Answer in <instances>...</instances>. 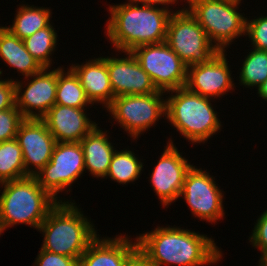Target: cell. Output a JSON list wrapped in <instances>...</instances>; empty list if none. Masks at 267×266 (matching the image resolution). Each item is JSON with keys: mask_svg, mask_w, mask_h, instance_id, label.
Masks as SVG:
<instances>
[{"mask_svg": "<svg viewBox=\"0 0 267 266\" xmlns=\"http://www.w3.org/2000/svg\"><path fill=\"white\" fill-rule=\"evenodd\" d=\"M136 240L152 266H206L223 257L212 237L175 225L157 226Z\"/></svg>", "mask_w": 267, "mask_h": 266, "instance_id": "cell-1", "label": "cell"}, {"mask_svg": "<svg viewBox=\"0 0 267 266\" xmlns=\"http://www.w3.org/2000/svg\"><path fill=\"white\" fill-rule=\"evenodd\" d=\"M127 2L111 4L107 9L110 17L106 20L104 33L115 52H131L142 45L165 42L173 12L162 7Z\"/></svg>", "mask_w": 267, "mask_h": 266, "instance_id": "cell-2", "label": "cell"}, {"mask_svg": "<svg viewBox=\"0 0 267 266\" xmlns=\"http://www.w3.org/2000/svg\"><path fill=\"white\" fill-rule=\"evenodd\" d=\"M78 207L74 200L64 198L50 209L38 228L44 236L41 249L79 261L99 234L94 223Z\"/></svg>", "mask_w": 267, "mask_h": 266, "instance_id": "cell-3", "label": "cell"}, {"mask_svg": "<svg viewBox=\"0 0 267 266\" xmlns=\"http://www.w3.org/2000/svg\"><path fill=\"white\" fill-rule=\"evenodd\" d=\"M171 92V94H170ZM166 117L171 126L192 144L205 143L221 131L218 112L211 103L213 99L203 97L181 87L166 92Z\"/></svg>", "mask_w": 267, "mask_h": 266, "instance_id": "cell-4", "label": "cell"}, {"mask_svg": "<svg viewBox=\"0 0 267 266\" xmlns=\"http://www.w3.org/2000/svg\"><path fill=\"white\" fill-rule=\"evenodd\" d=\"M0 236L15 225L38 230L50 209L57 203L34 176L0 183Z\"/></svg>", "mask_w": 267, "mask_h": 266, "instance_id": "cell-5", "label": "cell"}, {"mask_svg": "<svg viewBox=\"0 0 267 266\" xmlns=\"http://www.w3.org/2000/svg\"><path fill=\"white\" fill-rule=\"evenodd\" d=\"M189 12L204 29L209 41L226 51L237 38L246 36V19L240 13L242 0H186Z\"/></svg>", "mask_w": 267, "mask_h": 266, "instance_id": "cell-6", "label": "cell"}, {"mask_svg": "<svg viewBox=\"0 0 267 266\" xmlns=\"http://www.w3.org/2000/svg\"><path fill=\"white\" fill-rule=\"evenodd\" d=\"M165 94L158 90L152 94L117 96L106 110L134 142L160 118L166 117Z\"/></svg>", "mask_w": 267, "mask_h": 266, "instance_id": "cell-7", "label": "cell"}, {"mask_svg": "<svg viewBox=\"0 0 267 266\" xmlns=\"http://www.w3.org/2000/svg\"><path fill=\"white\" fill-rule=\"evenodd\" d=\"M165 42L187 67L208 62L219 52L186 6L172 13Z\"/></svg>", "mask_w": 267, "mask_h": 266, "instance_id": "cell-8", "label": "cell"}, {"mask_svg": "<svg viewBox=\"0 0 267 266\" xmlns=\"http://www.w3.org/2000/svg\"><path fill=\"white\" fill-rule=\"evenodd\" d=\"M84 172V153L80 142H56L50 161L34 177L53 199L62 202L58 194L64 190L70 193L72 184Z\"/></svg>", "mask_w": 267, "mask_h": 266, "instance_id": "cell-9", "label": "cell"}, {"mask_svg": "<svg viewBox=\"0 0 267 266\" xmlns=\"http://www.w3.org/2000/svg\"><path fill=\"white\" fill-rule=\"evenodd\" d=\"M157 90L185 87L187 66L166 42L136 47L131 51Z\"/></svg>", "mask_w": 267, "mask_h": 266, "instance_id": "cell-10", "label": "cell"}, {"mask_svg": "<svg viewBox=\"0 0 267 266\" xmlns=\"http://www.w3.org/2000/svg\"><path fill=\"white\" fill-rule=\"evenodd\" d=\"M214 176L202 168L192 166L187 172L179 198L183 197L192 215L200 221L216 224L224 219V192Z\"/></svg>", "mask_w": 267, "mask_h": 266, "instance_id": "cell-11", "label": "cell"}, {"mask_svg": "<svg viewBox=\"0 0 267 266\" xmlns=\"http://www.w3.org/2000/svg\"><path fill=\"white\" fill-rule=\"evenodd\" d=\"M172 139H168L161 157L148 177L162 207L166 208L179 199L186 174L193 166L181 155Z\"/></svg>", "mask_w": 267, "mask_h": 266, "instance_id": "cell-12", "label": "cell"}, {"mask_svg": "<svg viewBox=\"0 0 267 266\" xmlns=\"http://www.w3.org/2000/svg\"><path fill=\"white\" fill-rule=\"evenodd\" d=\"M50 70L51 68H43L40 72L24 78L27 83L18 79L14 81L16 107L24 118L41 119L55 105L57 68Z\"/></svg>", "mask_w": 267, "mask_h": 266, "instance_id": "cell-13", "label": "cell"}, {"mask_svg": "<svg viewBox=\"0 0 267 266\" xmlns=\"http://www.w3.org/2000/svg\"><path fill=\"white\" fill-rule=\"evenodd\" d=\"M225 52L219 51L208 62L189 66L185 87L213 100L233 91L235 82Z\"/></svg>", "mask_w": 267, "mask_h": 266, "instance_id": "cell-14", "label": "cell"}, {"mask_svg": "<svg viewBox=\"0 0 267 266\" xmlns=\"http://www.w3.org/2000/svg\"><path fill=\"white\" fill-rule=\"evenodd\" d=\"M22 149L25 172L35 176L51 159L56 140L42 119L25 118L15 138Z\"/></svg>", "mask_w": 267, "mask_h": 266, "instance_id": "cell-15", "label": "cell"}, {"mask_svg": "<svg viewBox=\"0 0 267 266\" xmlns=\"http://www.w3.org/2000/svg\"><path fill=\"white\" fill-rule=\"evenodd\" d=\"M122 53L126 57L105 56L114 97L156 93L157 88L132 52Z\"/></svg>", "mask_w": 267, "mask_h": 266, "instance_id": "cell-16", "label": "cell"}, {"mask_svg": "<svg viewBox=\"0 0 267 266\" xmlns=\"http://www.w3.org/2000/svg\"><path fill=\"white\" fill-rule=\"evenodd\" d=\"M86 110L55 104L41 119L56 142H80L98 125L87 116Z\"/></svg>", "mask_w": 267, "mask_h": 266, "instance_id": "cell-17", "label": "cell"}, {"mask_svg": "<svg viewBox=\"0 0 267 266\" xmlns=\"http://www.w3.org/2000/svg\"><path fill=\"white\" fill-rule=\"evenodd\" d=\"M98 235L79 258V266H124L126 260L138 249L130 236L99 237Z\"/></svg>", "mask_w": 267, "mask_h": 266, "instance_id": "cell-18", "label": "cell"}, {"mask_svg": "<svg viewBox=\"0 0 267 266\" xmlns=\"http://www.w3.org/2000/svg\"><path fill=\"white\" fill-rule=\"evenodd\" d=\"M70 68L77 75L91 104L99 103L102 108H107L115 97L110 85L105 57H94L81 64L72 63Z\"/></svg>", "mask_w": 267, "mask_h": 266, "instance_id": "cell-19", "label": "cell"}, {"mask_svg": "<svg viewBox=\"0 0 267 266\" xmlns=\"http://www.w3.org/2000/svg\"><path fill=\"white\" fill-rule=\"evenodd\" d=\"M96 125L81 141L84 153L85 173L88 171L95 178L105 179L110 162L116 151L110 141L107 130Z\"/></svg>", "mask_w": 267, "mask_h": 266, "instance_id": "cell-20", "label": "cell"}, {"mask_svg": "<svg viewBox=\"0 0 267 266\" xmlns=\"http://www.w3.org/2000/svg\"><path fill=\"white\" fill-rule=\"evenodd\" d=\"M0 59L20 74L30 77L40 72L43 67L26 50L23 40L19 39L6 27L0 33Z\"/></svg>", "mask_w": 267, "mask_h": 266, "instance_id": "cell-21", "label": "cell"}, {"mask_svg": "<svg viewBox=\"0 0 267 266\" xmlns=\"http://www.w3.org/2000/svg\"><path fill=\"white\" fill-rule=\"evenodd\" d=\"M51 18L52 11L50 8L22 3L16 10L12 25H5V27L19 39L24 40L38 30L49 26Z\"/></svg>", "mask_w": 267, "mask_h": 266, "instance_id": "cell-22", "label": "cell"}, {"mask_svg": "<svg viewBox=\"0 0 267 266\" xmlns=\"http://www.w3.org/2000/svg\"><path fill=\"white\" fill-rule=\"evenodd\" d=\"M64 66L57 68L56 102L62 106L89 108L92 106L75 72Z\"/></svg>", "mask_w": 267, "mask_h": 266, "instance_id": "cell-23", "label": "cell"}, {"mask_svg": "<svg viewBox=\"0 0 267 266\" xmlns=\"http://www.w3.org/2000/svg\"><path fill=\"white\" fill-rule=\"evenodd\" d=\"M136 154L129 148L117 150L112 156L109 170L105 178H111L112 181L121 184L135 182L141 176L144 168L142 160L135 156Z\"/></svg>", "mask_w": 267, "mask_h": 266, "instance_id": "cell-24", "label": "cell"}, {"mask_svg": "<svg viewBox=\"0 0 267 266\" xmlns=\"http://www.w3.org/2000/svg\"><path fill=\"white\" fill-rule=\"evenodd\" d=\"M57 31L51 24L44 29L38 30L33 35L23 40L26 50L39 62L43 68H51L52 53L56 51ZM51 56V57H50Z\"/></svg>", "mask_w": 267, "mask_h": 266, "instance_id": "cell-25", "label": "cell"}, {"mask_svg": "<svg viewBox=\"0 0 267 266\" xmlns=\"http://www.w3.org/2000/svg\"><path fill=\"white\" fill-rule=\"evenodd\" d=\"M29 175L25 172L22 149L16 139L0 143V183L18 180Z\"/></svg>", "mask_w": 267, "mask_h": 266, "instance_id": "cell-26", "label": "cell"}, {"mask_svg": "<svg viewBox=\"0 0 267 266\" xmlns=\"http://www.w3.org/2000/svg\"><path fill=\"white\" fill-rule=\"evenodd\" d=\"M240 68L239 83L246 88H259L267 79V51L252 48Z\"/></svg>", "mask_w": 267, "mask_h": 266, "instance_id": "cell-27", "label": "cell"}, {"mask_svg": "<svg viewBox=\"0 0 267 266\" xmlns=\"http://www.w3.org/2000/svg\"><path fill=\"white\" fill-rule=\"evenodd\" d=\"M255 18L246 19L245 35L252 42V48L267 51V16L261 14V16Z\"/></svg>", "mask_w": 267, "mask_h": 266, "instance_id": "cell-28", "label": "cell"}, {"mask_svg": "<svg viewBox=\"0 0 267 266\" xmlns=\"http://www.w3.org/2000/svg\"><path fill=\"white\" fill-rule=\"evenodd\" d=\"M25 118L16 105L0 111V143L16 138L18 127Z\"/></svg>", "mask_w": 267, "mask_h": 266, "instance_id": "cell-29", "label": "cell"}, {"mask_svg": "<svg viewBox=\"0 0 267 266\" xmlns=\"http://www.w3.org/2000/svg\"><path fill=\"white\" fill-rule=\"evenodd\" d=\"M253 229L249 243L261 252L259 261L267 262V209L257 218Z\"/></svg>", "mask_w": 267, "mask_h": 266, "instance_id": "cell-30", "label": "cell"}, {"mask_svg": "<svg viewBox=\"0 0 267 266\" xmlns=\"http://www.w3.org/2000/svg\"><path fill=\"white\" fill-rule=\"evenodd\" d=\"M32 266H79V261L76 258L52 253L40 248Z\"/></svg>", "mask_w": 267, "mask_h": 266, "instance_id": "cell-31", "label": "cell"}, {"mask_svg": "<svg viewBox=\"0 0 267 266\" xmlns=\"http://www.w3.org/2000/svg\"><path fill=\"white\" fill-rule=\"evenodd\" d=\"M3 71L0 70V111L13 108L16 105L15 80L12 78L2 79Z\"/></svg>", "mask_w": 267, "mask_h": 266, "instance_id": "cell-32", "label": "cell"}, {"mask_svg": "<svg viewBox=\"0 0 267 266\" xmlns=\"http://www.w3.org/2000/svg\"><path fill=\"white\" fill-rule=\"evenodd\" d=\"M124 266H152L147 257L137 249L125 262Z\"/></svg>", "mask_w": 267, "mask_h": 266, "instance_id": "cell-33", "label": "cell"}, {"mask_svg": "<svg viewBox=\"0 0 267 266\" xmlns=\"http://www.w3.org/2000/svg\"><path fill=\"white\" fill-rule=\"evenodd\" d=\"M127 1H131V2H134V3H141V4H144V5H151V6H157V7H160L162 6V8H165L167 10H171L172 12H177L176 10L177 9H172V8H169L170 4L171 6L179 3L178 1L179 0H127ZM183 2V0H180V2ZM186 0H184L185 2ZM177 2V3H176ZM167 5V6H166Z\"/></svg>", "mask_w": 267, "mask_h": 266, "instance_id": "cell-34", "label": "cell"}, {"mask_svg": "<svg viewBox=\"0 0 267 266\" xmlns=\"http://www.w3.org/2000/svg\"><path fill=\"white\" fill-rule=\"evenodd\" d=\"M257 94L264 101H267V79L261 84V86L257 89Z\"/></svg>", "mask_w": 267, "mask_h": 266, "instance_id": "cell-35", "label": "cell"}, {"mask_svg": "<svg viewBox=\"0 0 267 266\" xmlns=\"http://www.w3.org/2000/svg\"><path fill=\"white\" fill-rule=\"evenodd\" d=\"M259 263H258V265L257 266H267V262H260V261H258Z\"/></svg>", "mask_w": 267, "mask_h": 266, "instance_id": "cell-36", "label": "cell"}, {"mask_svg": "<svg viewBox=\"0 0 267 266\" xmlns=\"http://www.w3.org/2000/svg\"><path fill=\"white\" fill-rule=\"evenodd\" d=\"M4 27H5V26H0V33H1V31L3 30Z\"/></svg>", "mask_w": 267, "mask_h": 266, "instance_id": "cell-37", "label": "cell"}]
</instances>
